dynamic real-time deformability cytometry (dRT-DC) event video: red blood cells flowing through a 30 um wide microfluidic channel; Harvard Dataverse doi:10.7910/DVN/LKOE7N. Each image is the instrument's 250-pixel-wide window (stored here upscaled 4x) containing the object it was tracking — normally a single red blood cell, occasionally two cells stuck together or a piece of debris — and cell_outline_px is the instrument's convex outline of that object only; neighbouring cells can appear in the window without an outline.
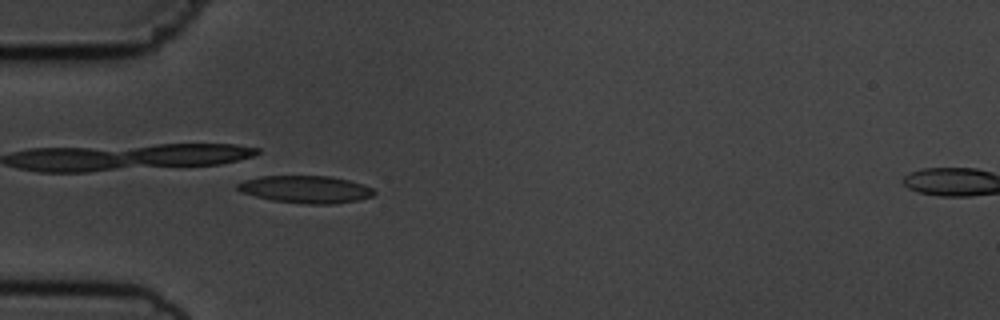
{"species": "common noctule bat (a hibernating species)", "species_latin": "Nyctalus noctula", "temperature_condition": "cold", "stored_images_in_passage": 6, "segment_of_instrument_passage": [1, 2], "camera_frame_rate_fps": 3000, "um_per_image_px": 0.085, "animal": {"sex": "male", "body_mass_g": 19.5, "forearm_length_mm": 54.6}, "frame": {"image": 1, "passage_image": 5, "time_ms": 5.333, "image_size_px": [1000, 320], "cell_outline_px": [[376, 192], [372, 196], [356, 200], [332, 204], [308, 204], [272, 200], [240, 192], [236, 188], [236, 184], [244, 180], [260, 176], [332, 176], [364, 184], [372, 188]], "centroid_in_image_um": [25.97, 16.08], "position_along_channel_um": 59.0, "area_um2": 21.73}}